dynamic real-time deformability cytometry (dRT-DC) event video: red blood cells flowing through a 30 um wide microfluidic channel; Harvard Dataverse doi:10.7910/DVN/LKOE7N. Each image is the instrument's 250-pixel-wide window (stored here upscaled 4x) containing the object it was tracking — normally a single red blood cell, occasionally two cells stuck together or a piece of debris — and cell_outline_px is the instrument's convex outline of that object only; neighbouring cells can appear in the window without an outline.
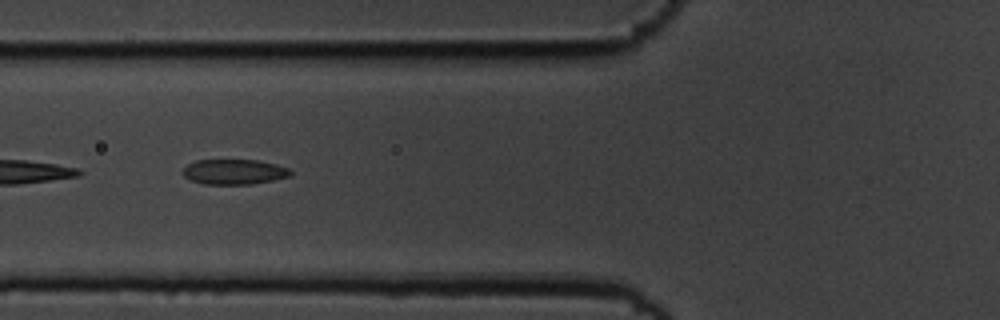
{"species": "common noctule bat (a hibernating species)", "species_latin": "Nyctalus noctula", "temperature_condition": "cold", "stored_images_in_passage": 8, "camera_frame_rate_fps": 3000, "um_per_image_px": 0.085, "animal": {"sex": "male", "body_mass_g": 19.5, "forearm_length_mm": 54.6}, "frame": {"image": 1, "passage_image": 5, "time_ms": 1.333, "image_size_px": [1000, 320], "cell_outline_px": [[292, 176], [252, 184], [204, 184], [192, 180], [184, 176], [180, 172], [188, 164], [196, 160], [256, 160], [276, 164], [288, 168], [292, 172]], "centroid_in_image_um": [19.9, 14.6], "position_along_channel_um": 105.9, "area_um2": 15.78}}